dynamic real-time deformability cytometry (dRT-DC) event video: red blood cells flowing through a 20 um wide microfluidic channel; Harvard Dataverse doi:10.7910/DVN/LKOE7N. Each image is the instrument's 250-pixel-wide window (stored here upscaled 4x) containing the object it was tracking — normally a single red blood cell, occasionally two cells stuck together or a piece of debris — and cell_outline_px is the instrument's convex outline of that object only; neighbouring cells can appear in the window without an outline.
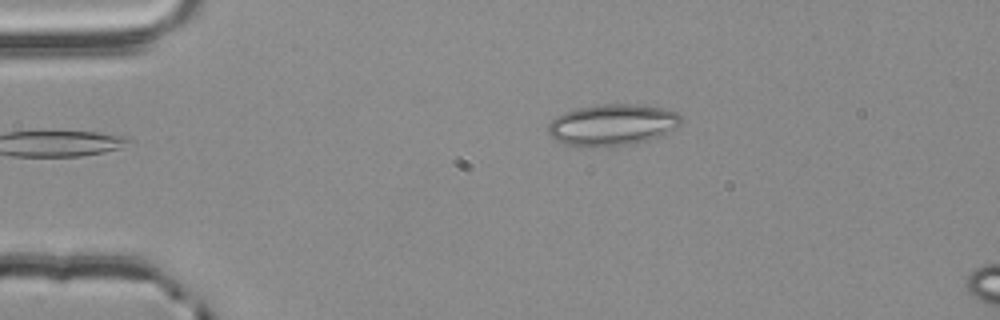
{"species": "common noctule bat (a hibernating species)", "species_latin": "Nyctalus noctula", "temperature_condition": "room temperature", "stored_images_in_passage": 5, "camera_frame_rate_fps": 3000, "um_per_image_px": 0.085, "animal": {"sex": "male", "body_mass_g": 20.4}, "frame": {"image": 1, "passage_image": 5, "time_ms": 1.333, "image_size_px": [1000, 320], "cell_outline_px": [[680, 124], [676, 128], [660, 136], [648, 140], [632, 144], [592, 148], [588, 148], [564, 144], [556, 140], [548, 132], [548, 124], [556, 116], [564, 112], [576, 108], [600, 104], [640, 104], [664, 108], [676, 112], [680, 116]], "centroid_in_image_um": [52.03, 10.62], "position_along_channel_um": 33.0, "area_um2": 32.43}}